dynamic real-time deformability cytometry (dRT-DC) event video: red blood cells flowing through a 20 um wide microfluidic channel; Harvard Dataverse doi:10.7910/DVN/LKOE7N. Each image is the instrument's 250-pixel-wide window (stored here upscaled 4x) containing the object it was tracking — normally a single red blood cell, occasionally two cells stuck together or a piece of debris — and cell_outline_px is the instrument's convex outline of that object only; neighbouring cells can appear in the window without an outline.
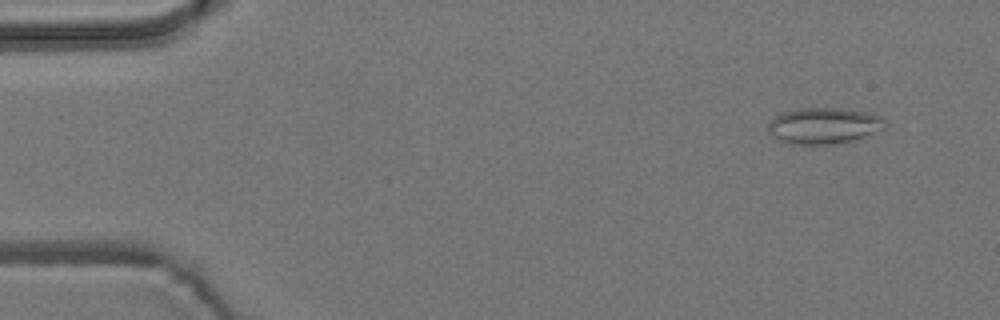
{"species": "common noctule bat (a hibernating species)", "species_latin": "Nyctalus noctula", "temperature_condition": "room temperature", "stored_images_in_passage": 2, "camera_frame_rate_fps": 3000, "um_per_image_px": 0.085, "animal": {"sex": "male", "body_mass_g": 19.2, "forearm_length_mm": 51.8}, "frame": {"image": 1, "passage_image": 2, "time_ms": 5.0, "image_size_px": [1000, 320], "cell_outline_px": [[888, 124], [884, 128], [856, 140], [844, 144], [792, 144], [780, 140], [772, 136], [768, 132], [768, 124], [776, 116], [784, 112], [796, 108], [840, 108], [864, 112], [880, 116]], "centroid_in_image_um": [70.04, 10.7], "position_along_channel_um": 15.0, "area_um2": 24.74}}